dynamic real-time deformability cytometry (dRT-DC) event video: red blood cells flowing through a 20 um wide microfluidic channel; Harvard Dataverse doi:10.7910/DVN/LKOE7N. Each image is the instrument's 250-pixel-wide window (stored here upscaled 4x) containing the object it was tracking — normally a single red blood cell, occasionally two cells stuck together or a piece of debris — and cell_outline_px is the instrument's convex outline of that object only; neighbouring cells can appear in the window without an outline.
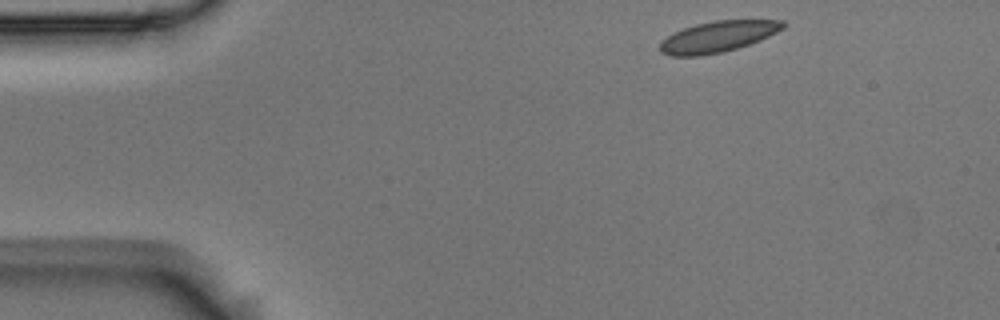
{"species": "Egyptian fruit bat (a non-hibernating species)", "species_latin": "Rousettus aegyptiacus", "temperature_condition": "room temperature", "stored_images_in_passage": 6, "camera_frame_rate_fps": 3000, "um_per_image_px": 0.085, "animal": {"sex": "male"}, "frame": {"image": 1, "passage_image": 1, "time_ms": 0.0, "image_size_px": [1000, 320], "cell_outline_px": [[788, 24], [784, 28], [760, 40], [736, 48], [720, 52], [700, 56], [672, 56], [660, 52], [660, 40], [684, 28], [696, 24], [716, 20], [784, 20]], "centroid_in_image_um": [61.03, 3.11], "position_along_channel_um": 24.0, "area_um2": 22.08}}
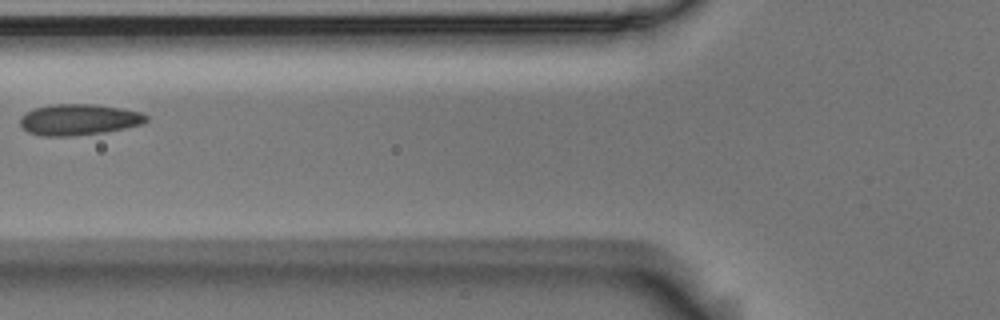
{"frame": {"image": 2, "passage_image": 5, "time_ms": 1.333, "image_size_px": [1000, 320], "cell_outline_px": [[148, 120], [144, 124], [104, 132], [72, 136], [40, 136], [28, 132], [20, 124], [20, 116], [24, 112], [32, 108], [52, 104], [96, 104], [120, 108], [140, 112], [148, 116]], "centroid_in_image_um": [6.67, 10.16], "position_along_channel_um": 119.1, "area_um2": 23.06}}
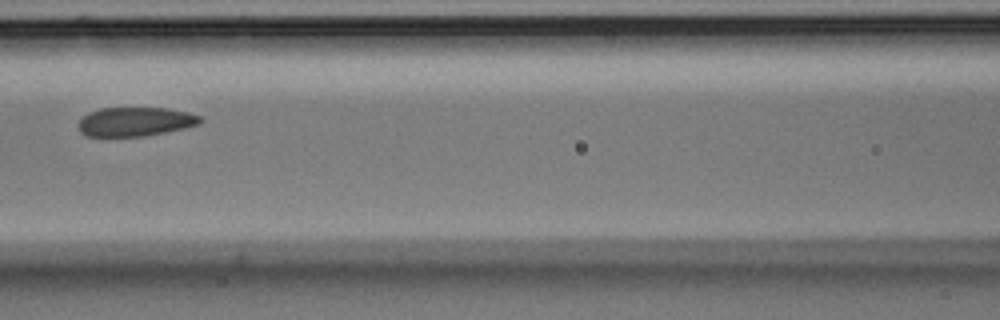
{"frame": {"image": 3, "passage_image": 6, "time_ms": 1.667, "image_size_px": [1000, 320], "cell_outline_px": [[204, 120], [200, 124], [184, 128], [144, 136], [88, 136], [80, 132], [76, 124], [80, 116], [88, 112], [100, 108], [168, 108], [188, 112], [200, 116]], "centroid_in_image_um": [11.46, 10.33], "position_along_channel_um": 155.1, "area_um2": 20.87}}